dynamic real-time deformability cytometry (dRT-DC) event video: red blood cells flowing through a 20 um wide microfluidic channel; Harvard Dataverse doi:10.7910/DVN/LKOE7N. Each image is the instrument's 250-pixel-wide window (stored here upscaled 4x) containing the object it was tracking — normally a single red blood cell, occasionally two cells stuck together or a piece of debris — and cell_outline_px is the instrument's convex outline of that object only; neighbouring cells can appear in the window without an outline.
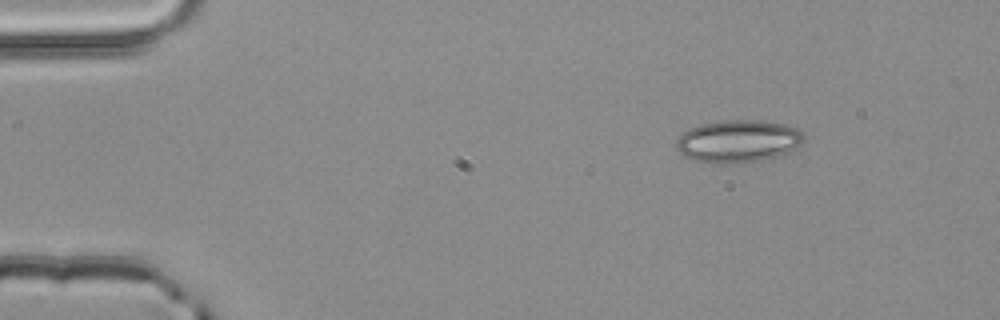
{"species": "common noctule bat (a hibernating species)", "species_latin": "Nyctalus noctula", "temperature_condition": "room temperature", "stored_images_in_passage": 4, "camera_frame_rate_fps": 3000, "um_per_image_px": 0.085, "animal": {"sex": "male", "body_mass_g": 20.4}, "frame": {"image": 1, "passage_image": 4, "time_ms": 1.0, "image_size_px": [1000, 320], "cell_outline_px": [[804, 140], [800, 144], [784, 152], [760, 160], [732, 164], [724, 164], [692, 160], [684, 156], [676, 148], [676, 136], [700, 124], [724, 120], [760, 120], [784, 124], [796, 128], [804, 132]], "centroid_in_image_um": [62.69, 11.99], "position_along_channel_um": 22.3, "area_um2": 31.39}}